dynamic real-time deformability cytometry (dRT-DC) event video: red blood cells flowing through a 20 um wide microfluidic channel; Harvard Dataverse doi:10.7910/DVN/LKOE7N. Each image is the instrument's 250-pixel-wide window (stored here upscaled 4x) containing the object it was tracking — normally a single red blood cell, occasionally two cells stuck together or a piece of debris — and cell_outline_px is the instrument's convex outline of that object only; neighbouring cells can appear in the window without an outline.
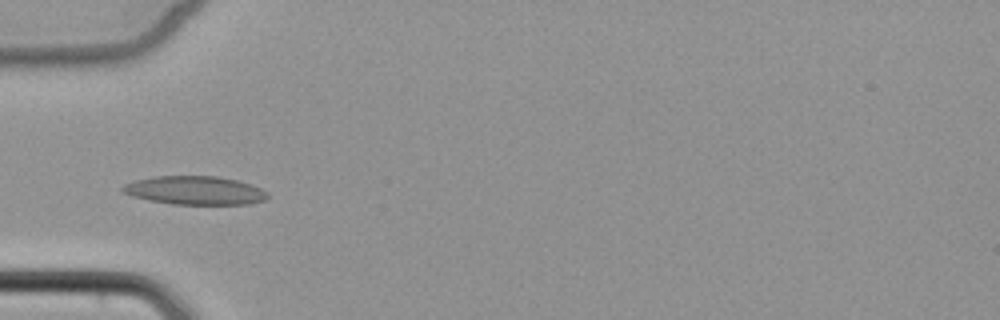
{"species": "common noctule bat (a hibernating species)", "species_latin": "Nyctalus noctula", "temperature_condition": "cold", "stored_images_in_passage": 4, "camera_frame_rate_fps": 3000, "um_per_image_px": 0.085, "animal": {"sex": "female", "body_mass_g": 22.7, "forearm_length_mm": 54.2}, "frame": {"image": 1, "passage_image": 3, "time_ms": 2.667, "image_size_px": [1000, 320], "cell_outline_px": [[268, 196], [264, 200], [248, 204], [172, 204], [148, 200], [132, 196], [120, 192], [120, 188], [124, 184], [136, 180], [156, 176], [216, 176], [236, 180], [252, 184], [268, 192]], "centroid_in_image_um": [16.54, 16.18], "position_along_channel_um": 68.5, "area_um2": 24.16}}
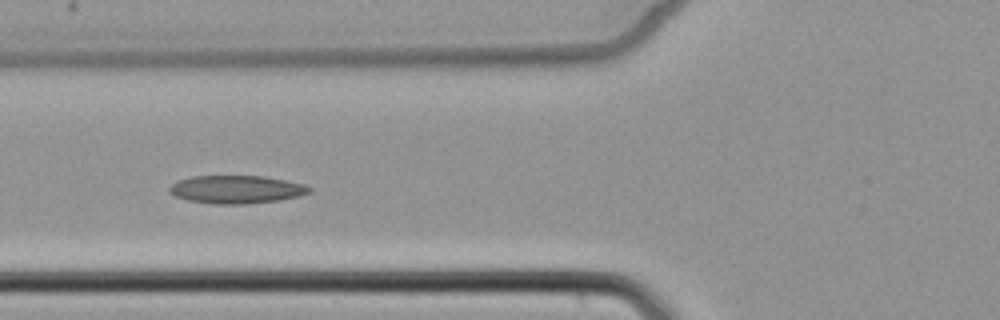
{"frame": {"image": 2, "passage_image": 4, "time_ms": 3.667, "image_size_px": [1000, 320], "cell_outline_px": [[312, 192], [300, 196], [280, 200], [248, 204], [216, 204], [188, 200], [176, 196], [168, 192], [168, 188], [176, 180], [192, 176], [264, 176], [304, 184], [312, 188]], "centroid_in_image_um": [20.1, 16.1], "position_along_channel_um": 105.7, "area_um2": 23.0}}